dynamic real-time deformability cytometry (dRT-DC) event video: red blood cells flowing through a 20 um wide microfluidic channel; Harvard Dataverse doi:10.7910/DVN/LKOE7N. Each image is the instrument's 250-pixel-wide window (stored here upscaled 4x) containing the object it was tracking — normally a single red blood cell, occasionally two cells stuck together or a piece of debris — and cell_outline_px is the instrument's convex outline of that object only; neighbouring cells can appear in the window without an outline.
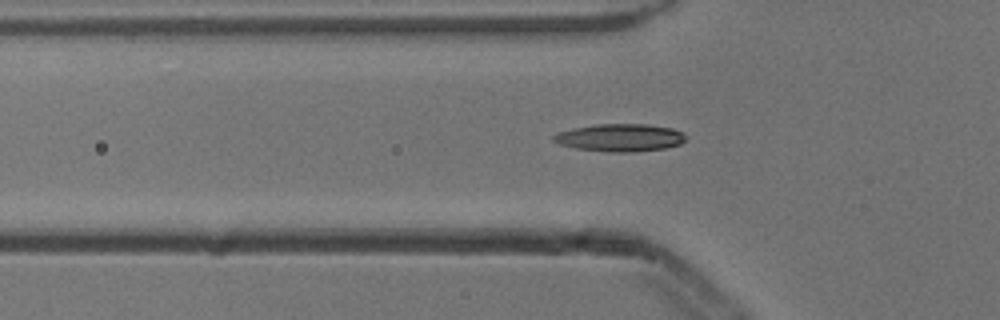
{"species": "common noctule bat (a hibernating species)", "species_latin": "Nyctalus noctula", "temperature_condition": "cold", "stored_images_in_passage": 49, "camera_frame_rate_fps": 3000, "um_per_image_px": 0.085, "animal": {"sex": "male", "body_mass_g": 13.3}, "frame": {"image": 1, "passage_image": 18, "time_ms": 5.667, "image_size_px": [1000, 320], "cell_outline_px": [[684, 140], [680, 144], [664, 148], [628, 152], [608, 152], [576, 148], [560, 144], [552, 140], [552, 136], [560, 132], [572, 128], [596, 124], [648, 124], [672, 128], [684, 132]], "centroid_in_image_um": [52.69, 11.69], "position_along_channel_um": 73.1, "area_um2": 21.15}}
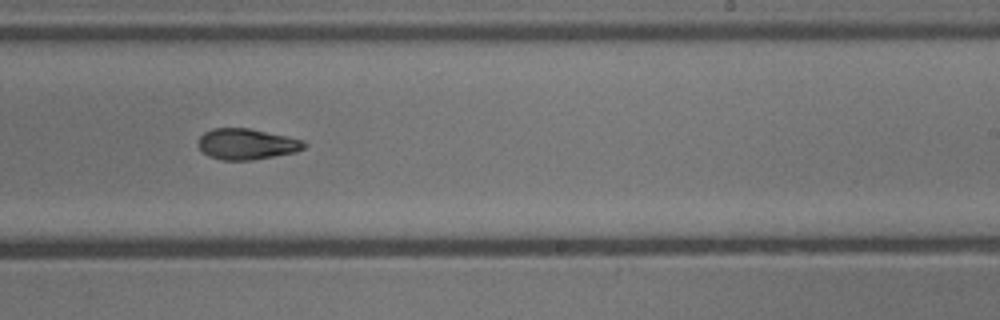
{"frame": {"image": 2, "passage_image": 33, "time_ms": 10.667, "image_size_px": [1000, 320], "cell_outline_px": [[308, 144], [304, 148], [296, 152], [252, 160], [220, 160], [208, 156], [196, 144], [196, 140], [204, 132], [212, 128], [248, 128], [288, 136], [304, 140]], "centroid_in_image_um": [20.95, 12.24], "position_along_channel_um": 268.0, "area_um2": 19.31}}
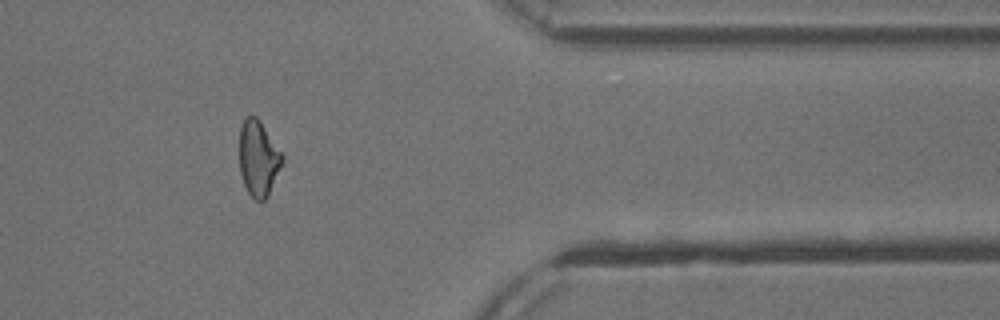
{"frame": {"image": 3, "passage_image": 44, "time_ms": 14.333, "image_size_px": [1000, 320], "cell_outline_px": [[284, 164], [268, 196], [264, 200], [256, 200], [248, 192], [244, 184], [240, 172], [240, 128], [244, 116], [256, 116], [284, 152]], "centroid_in_image_um": [22.01, 13.44], "position_along_channel_um": 389.4, "area_um2": 19.31}, "authors_computed_cell_mechanics": {"area_um2": 19.3052, "velocity_mm_per_s": 3.8874, "shape_relaxation_time_tau1_ms": 9.4413, "shape_relaxation_time_tau2_ms": 4.805, "deformation_change_tau1": 0.209, "deformation_change_tau2": 0.1238}}